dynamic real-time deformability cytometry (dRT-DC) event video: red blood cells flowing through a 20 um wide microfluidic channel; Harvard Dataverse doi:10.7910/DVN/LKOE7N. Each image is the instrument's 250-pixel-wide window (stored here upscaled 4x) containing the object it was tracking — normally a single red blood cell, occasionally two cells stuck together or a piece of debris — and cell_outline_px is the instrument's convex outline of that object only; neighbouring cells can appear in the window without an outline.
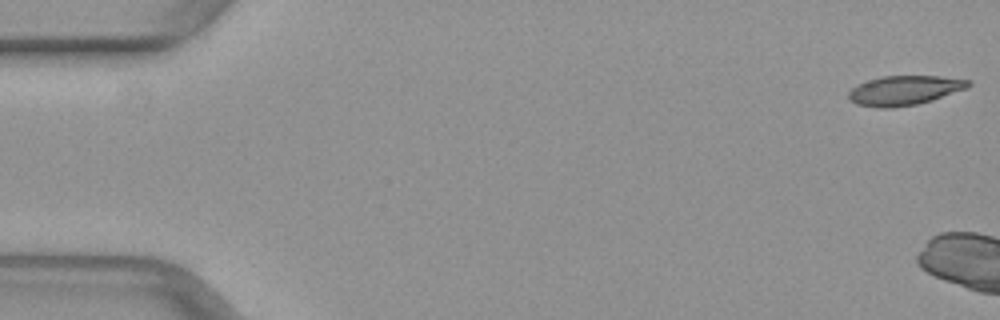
{"species": "common noctule bat (a hibernating species)", "species_latin": "Nyctalus noctula", "temperature_condition": "warm", "stored_images_in_passage": 7, "camera_frame_rate_fps": 3000, "um_per_image_px": 0.085, "animal": {"sex": "female", "body_mass_g": 29.2, "forearm_length_mm": 56.3}, "frame": {"image": 1, "passage_image": 1, "time_ms": 0.0, "image_size_px": [1000, 320], "cell_outline_px": [[972, 84], [968, 88], [932, 100], [916, 104], [892, 108], [880, 108], [856, 104], [848, 100], [848, 92], [856, 84], [868, 80], [884, 76], [940, 76], [972, 80]], "centroid_in_image_um": [76.87, 7.68], "position_along_channel_um": 8.1, "area_um2": 20.75}}